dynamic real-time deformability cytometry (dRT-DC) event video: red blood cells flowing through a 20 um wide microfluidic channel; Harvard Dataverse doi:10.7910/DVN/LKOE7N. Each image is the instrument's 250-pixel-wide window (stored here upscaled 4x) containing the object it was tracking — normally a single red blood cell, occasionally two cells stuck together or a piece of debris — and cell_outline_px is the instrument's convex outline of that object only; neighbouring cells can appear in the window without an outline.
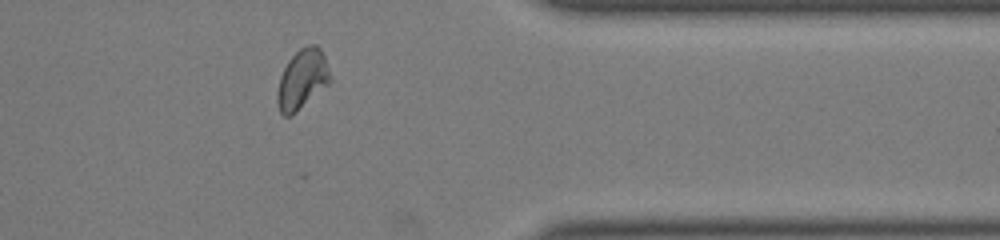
{"species": "common noctule bat (a hibernating species)", "species_latin": "Nyctalus noctula", "temperature_condition": "room temperature", "stored_images_in_passage": 32, "camera_frame_rate_fps": 3000, "um_per_image_px": 0.085, "animal": {"sex": "male", "body_mass_g": 19.0, "forearm_length_mm": 50.8}, "frame": {"image": 1, "passage_image": 23, "time_ms": 7.333, "image_size_px": [1000, 240], "cell_outline_px": [[332, 80], [328, 84], [292, 116], [284, 116], [280, 112], [276, 100], [276, 92], [280, 76], [288, 60], [300, 48], [308, 44], [316, 44], [320, 48], [324, 56]], "centroid_in_image_um": [25.67, 6.74], "position_along_channel_um": 385.7, "area_um2": 18.44}}